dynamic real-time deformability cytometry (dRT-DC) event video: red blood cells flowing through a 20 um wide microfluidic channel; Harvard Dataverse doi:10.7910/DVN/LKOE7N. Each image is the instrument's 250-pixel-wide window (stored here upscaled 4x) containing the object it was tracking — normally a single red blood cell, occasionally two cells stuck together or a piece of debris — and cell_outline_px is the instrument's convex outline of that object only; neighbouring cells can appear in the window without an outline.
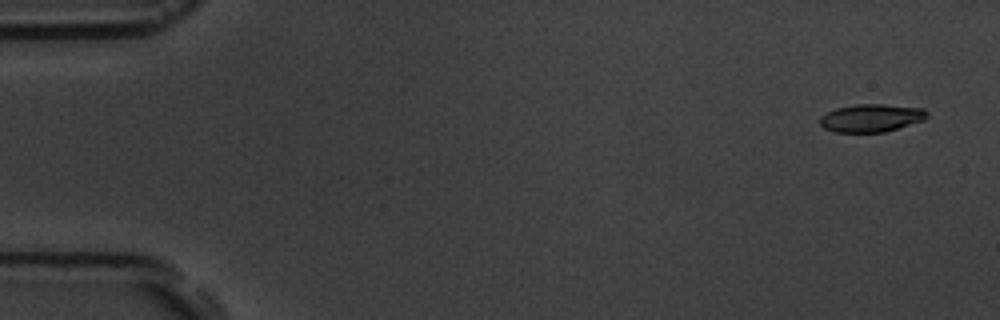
{"species": "common noctule bat (a hibernating species)", "species_latin": "Nyctalus noctula", "temperature_condition": "room temperature", "stored_images_in_passage": 5, "camera_frame_rate_fps": 3000, "um_per_image_px": 0.085, "animal": {"sex": "male", "body_mass_g": 19.5, "forearm_length_mm": 54.6}, "frame": {"image": 1, "passage_image": 1, "time_ms": 0.0, "image_size_px": [1000, 320], "cell_outline_px": [[928, 116], [924, 120], [884, 132], [836, 132], [824, 128], [820, 124], [820, 116], [836, 108], [856, 104], [884, 104], [924, 108], [928, 112]], "centroid_in_image_um": [74.07, 10.02], "position_along_channel_um": 10.9, "area_um2": 17.4}}
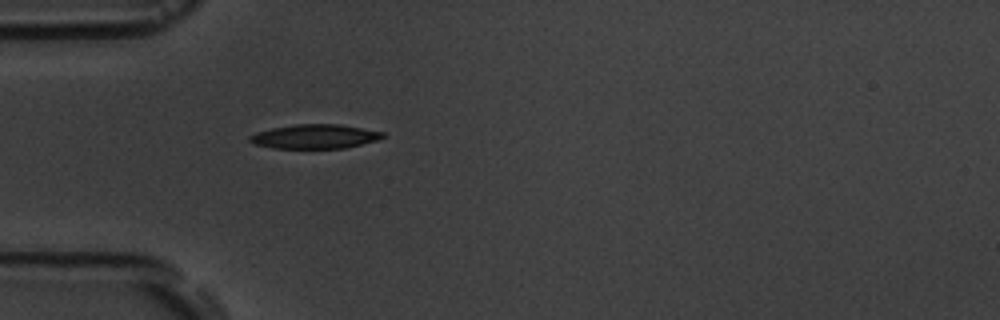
{"frame": {"image": 2, "passage_image": 5, "time_ms": 4.667, "image_size_px": [1000, 320], "cell_outline_px": [[384, 136], [380, 140], [344, 148], [272, 148], [252, 144], [248, 140], [248, 136], [256, 132], [272, 128], [296, 124], [336, 124], [384, 132]], "centroid_in_image_um": [26.72, 11.61], "position_along_channel_um": 58.3, "area_um2": 18.79}}